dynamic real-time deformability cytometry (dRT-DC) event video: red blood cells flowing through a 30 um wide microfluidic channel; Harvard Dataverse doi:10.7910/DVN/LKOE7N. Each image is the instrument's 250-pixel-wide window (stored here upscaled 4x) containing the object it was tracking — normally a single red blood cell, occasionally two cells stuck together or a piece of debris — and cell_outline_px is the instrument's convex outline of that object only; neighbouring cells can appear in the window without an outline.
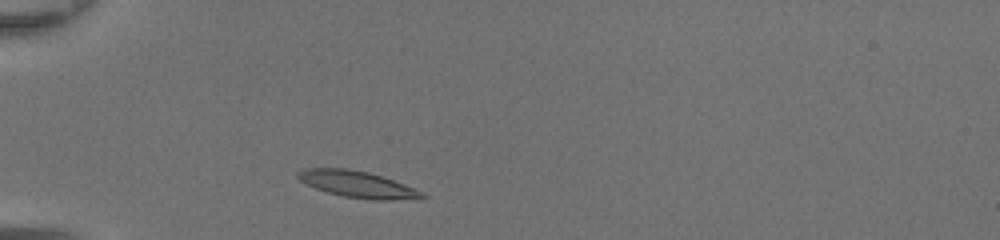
{"species": "common noctule bat (a hibernating species)", "species_latin": "Nyctalus noctula", "temperature_condition": "room temperature", "stored_images_in_passage": 29, "camera_frame_rate_fps": 3000, "um_per_image_px": 0.085, "animal": {"sex": "female", "body_mass_g": 20.0, "forearm_length_mm": 54.0}, "frame": {"image": 1, "passage_image": 1, "time_ms": 0.0, "image_size_px": [1000, 240], "cell_outline_px": [[428, 196], [388, 200], [372, 200], [344, 196], [328, 192], [304, 184], [296, 176], [296, 172], [304, 168], [348, 168], [368, 172], [404, 184]], "centroid_in_image_um": [30.26, 15.64], "position_along_channel_um": 54.7, "area_um2": 18.79}}
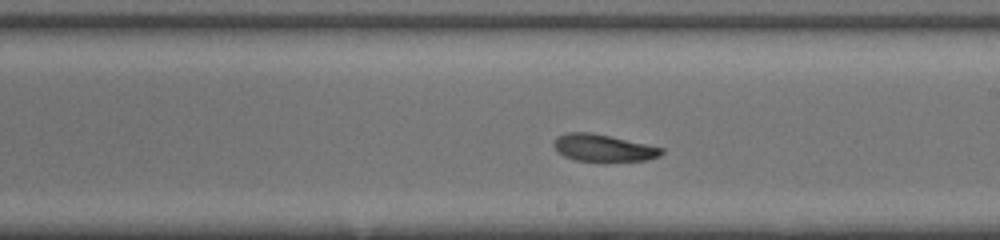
{"frame": {"image": 2, "passage_image": 15, "time_ms": 4.667, "image_size_px": [1000, 240], "cell_outline_px": [[664, 152], [660, 156], [648, 160], [576, 160], [564, 156], [556, 152], [552, 144], [556, 136], [568, 132], [592, 132], [664, 148]], "centroid_in_image_um": [51.24, 12.55], "position_along_channel_um": 237.8, "area_um2": 16.88}}
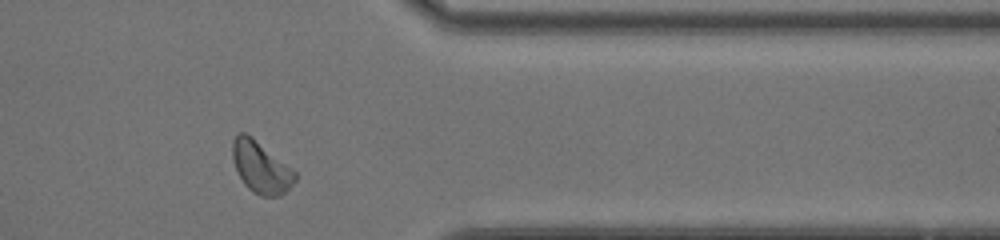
{"frame": {"image": 3, "passage_image": 26, "time_ms": 8.333, "image_size_px": [1000, 240], "cell_outline_px": [[296, 180], [280, 196], [260, 196], [252, 192], [244, 184], [236, 168], [232, 156], [232, 140], [240, 132], [244, 132], [252, 136], [296, 172]], "centroid_in_image_um": [22.16, 14.21], "position_along_channel_um": 389.2, "area_um2": 18.61}, "authors_computed_cell_mechanics": {"area_um2": 18.1492, "velocity_mm_per_s": 4.3525, "shape_relaxation_time_tau1_ms": 3.1552, "shape_relaxation_time_tau2_ms": 1.8155, "deformation_change_tau1": 0.1374, "deformation_change_tau2": 0.0743}}